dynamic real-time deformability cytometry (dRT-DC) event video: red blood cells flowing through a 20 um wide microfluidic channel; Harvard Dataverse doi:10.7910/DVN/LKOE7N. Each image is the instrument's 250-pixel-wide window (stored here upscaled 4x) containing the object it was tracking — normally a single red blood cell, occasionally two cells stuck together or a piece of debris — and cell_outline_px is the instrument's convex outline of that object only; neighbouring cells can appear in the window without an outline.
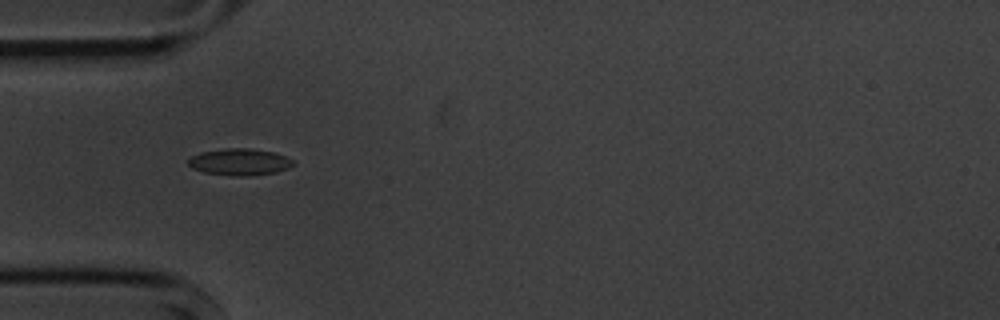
{"species": "common noctule bat (a hibernating species)", "species_latin": "Nyctalus noctula", "temperature_condition": "cold", "stored_images_in_passage": 7, "camera_frame_rate_fps": 3000, "um_per_image_px": 0.085, "animal": {"sex": "male", "body_mass_g": 20.1, "forearm_length_mm": 53.5}, "frame": {"image": 1, "passage_image": 1, "time_ms": 0.0, "image_size_px": [1000, 320], "cell_outline_px": [[296, 164], [288, 168], [276, 172], [248, 176], [232, 176], [204, 172], [192, 168], [188, 164], [188, 160], [192, 156], [200, 152], [224, 148], [248, 148], [272, 152], [284, 156], [292, 160]], "centroid_in_image_um": [20.35, 13.77], "position_along_channel_um": 64.6, "area_um2": 16.3}}
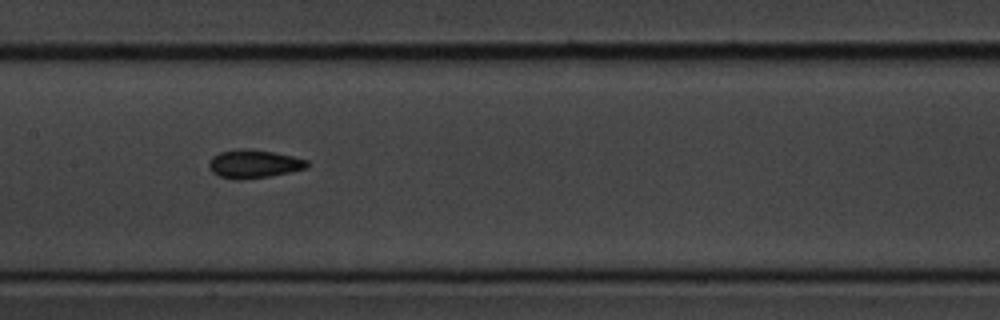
{"frame": {"image": 2, "passage_image": 4, "time_ms": 3.333, "image_size_px": [1000, 320], "cell_outline_px": [[308, 168], [268, 176], [240, 180], [236, 180], [220, 176], [212, 172], [208, 168], [208, 160], [212, 156], [220, 152], [240, 148], [248, 148], [272, 152], [292, 156], [308, 160]], "centroid_in_image_um": [21.53, 13.92], "position_along_channel_um": 185.9, "area_um2": 16.24}}
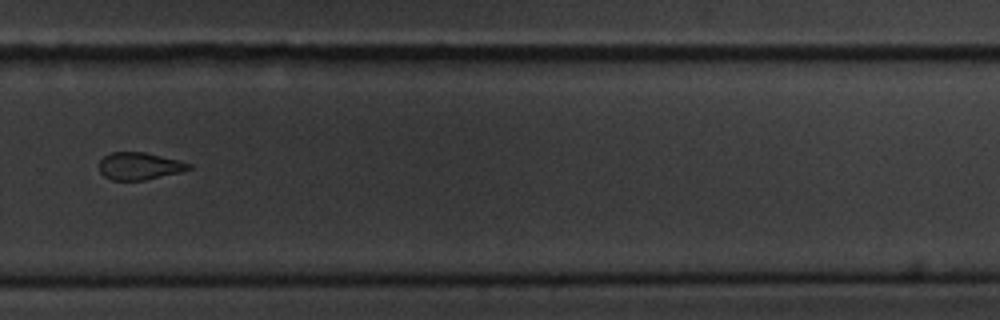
{"frame": {"image": 3, "passage_image": 7, "time_ms": 7.0, "image_size_px": [1000, 320], "cell_outline_px": [[192, 168], [180, 172], [144, 180], [112, 180], [104, 176], [100, 172], [100, 160], [104, 156], [112, 152], [144, 152], [192, 164]], "centroid_in_image_um": [11.83, 14.12], "position_along_channel_um": 318.0, "area_um2": 14.05}}